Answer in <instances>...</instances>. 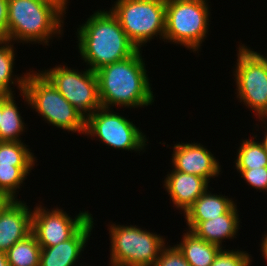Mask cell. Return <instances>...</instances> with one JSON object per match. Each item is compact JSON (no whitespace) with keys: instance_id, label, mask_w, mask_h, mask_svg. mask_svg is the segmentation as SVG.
Wrapping results in <instances>:
<instances>
[{"instance_id":"cell-1","label":"cell","mask_w":267,"mask_h":266,"mask_svg":"<svg viewBox=\"0 0 267 266\" xmlns=\"http://www.w3.org/2000/svg\"><path fill=\"white\" fill-rule=\"evenodd\" d=\"M142 51L125 60L99 68V98L103 108H143L153 104L155 95L147 74Z\"/></svg>"},{"instance_id":"cell-2","label":"cell","mask_w":267,"mask_h":266,"mask_svg":"<svg viewBox=\"0 0 267 266\" xmlns=\"http://www.w3.org/2000/svg\"><path fill=\"white\" fill-rule=\"evenodd\" d=\"M78 26V52L82 63L92 71L125 60L138 51L110 10H97Z\"/></svg>"},{"instance_id":"cell-3","label":"cell","mask_w":267,"mask_h":266,"mask_svg":"<svg viewBox=\"0 0 267 266\" xmlns=\"http://www.w3.org/2000/svg\"><path fill=\"white\" fill-rule=\"evenodd\" d=\"M64 17L56 6L41 0H8L7 41L49 46L53 37L64 33Z\"/></svg>"},{"instance_id":"cell-4","label":"cell","mask_w":267,"mask_h":266,"mask_svg":"<svg viewBox=\"0 0 267 266\" xmlns=\"http://www.w3.org/2000/svg\"><path fill=\"white\" fill-rule=\"evenodd\" d=\"M29 71L24 91L20 93L27 106L35 110L47 124L63 131L84 135L86 118L61 95L40 70Z\"/></svg>"},{"instance_id":"cell-5","label":"cell","mask_w":267,"mask_h":266,"mask_svg":"<svg viewBox=\"0 0 267 266\" xmlns=\"http://www.w3.org/2000/svg\"><path fill=\"white\" fill-rule=\"evenodd\" d=\"M208 0H166L164 42L198 53L211 23Z\"/></svg>"},{"instance_id":"cell-6","label":"cell","mask_w":267,"mask_h":266,"mask_svg":"<svg viewBox=\"0 0 267 266\" xmlns=\"http://www.w3.org/2000/svg\"><path fill=\"white\" fill-rule=\"evenodd\" d=\"M111 266H154L163 247L165 237L142 229L138 225H109Z\"/></svg>"},{"instance_id":"cell-7","label":"cell","mask_w":267,"mask_h":266,"mask_svg":"<svg viewBox=\"0 0 267 266\" xmlns=\"http://www.w3.org/2000/svg\"><path fill=\"white\" fill-rule=\"evenodd\" d=\"M109 10L138 50L155 37L164 41L166 0H116Z\"/></svg>"},{"instance_id":"cell-8","label":"cell","mask_w":267,"mask_h":266,"mask_svg":"<svg viewBox=\"0 0 267 266\" xmlns=\"http://www.w3.org/2000/svg\"><path fill=\"white\" fill-rule=\"evenodd\" d=\"M237 62L233 68L236 97L256 118H267V53L254 51L245 44L237 48Z\"/></svg>"},{"instance_id":"cell-9","label":"cell","mask_w":267,"mask_h":266,"mask_svg":"<svg viewBox=\"0 0 267 266\" xmlns=\"http://www.w3.org/2000/svg\"><path fill=\"white\" fill-rule=\"evenodd\" d=\"M84 135L92 137V140L97 137L112 149L136 151L139 155L148 146L146 134L133 121L116 113L113 108L100 107L89 115L85 121Z\"/></svg>"},{"instance_id":"cell-10","label":"cell","mask_w":267,"mask_h":266,"mask_svg":"<svg viewBox=\"0 0 267 266\" xmlns=\"http://www.w3.org/2000/svg\"><path fill=\"white\" fill-rule=\"evenodd\" d=\"M85 68V71H80L60 64L40 72L71 105L87 118L102 106L96 72Z\"/></svg>"},{"instance_id":"cell-11","label":"cell","mask_w":267,"mask_h":266,"mask_svg":"<svg viewBox=\"0 0 267 266\" xmlns=\"http://www.w3.org/2000/svg\"><path fill=\"white\" fill-rule=\"evenodd\" d=\"M40 203L32 209L31 233L41 248L53 247L72 238L93 217L88 210H82L72 218L60 207L50 210Z\"/></svg>"},{"instance_id":"cell-12","label":"cell","mask_w":267,"mask_h":266,"mask_svg":"<svg viewBox=\"0 0 267 266\" xmlns=\"http://www.w3.org/2000/svg\"><path fill=\"white\" fill-rule=\"evenodd\" d=\"M171 163L176 171L188 173L210 180L222 173V165L214 154L198 142L173 144ZM212 178V179H211Z\"/></svg>"},{"instance_id":"cell-13","label":"cell","mask_w":267,"mask_h":266,"mask_svg":"<svg viewBox=\"0 0 267 266\" xmlns=\"http://www.w3.org/2000/svg\"><path fill=\"white\" fill-rule=\"evenodd\" d=\"M23 200L13 199L0 214V251L7 252L32 230V209Z\"/></svg>"},{"instance_id":"cell-14","label":"cell","mask_w":267,"mask_h":266,"mask_svg":"<svg viewBox=\"0 0 267 266\" xmlns=\"http://www.w3.org/2000/svg\"><path fill=\"white\" fill-rule=\"evenodd\" d=\"M163 187L176 209L183 214L210 187L209 182L196 175L174 169L164 177Z\"/></svg>"},{"instance_id":"cell-15","label":"cell","mask_w":267,"mask_h":266,"mask_svg":"<svg viewBox=\"0 0 267 266\" xmlns=\"http://www.w3.org/2000/svg\"><path fill=\"white\" fill-rule=\"evenodd\" d=\"M235 203L225 214L206 221H185L187 230L193 232L197 237L224 249L223 242L237 238L240 229L239 210Z\"/></svg>"},{"instance_id":"cell-16","label":"cell","mask_w":267,"mask_h":266,"mask_svg":"<svg viewBox=\"0 0 267 266\" xmlns=\"http://www.w3.org/2000/svg\"><path fill=\"white\" fill-rule=\"evenodd\" d=\"M93 220L92 217L72 238L53 247L41 248L39 266H76L93 231Z\"/></svg>"},{"instance_id":"cell-17","label":"cell","mask_w":267,"mask_h":266,"mask_svg":"<svg viewBox=\"0 0 267 266\" xmlns=\"http://www.w3.org/2000/svg\"><path fill=\"white\" fill-rule=\"evenodd\" d=\"M235 203L233 198L212 193L208 188L183 216L186 221H206L225 214Z\"/></svg>"},{"instance_id":"cell-18","label":"cell","mask_w":267,"mask_h":266,"mask_svg":"<svg viewBox=\"0 0 267 266\" xmlns=\"http://www.w3.org/2000/svg\"><path fill=\"white\" fill-rule=\"evenodd\" d=\"M181 241L175 244L191 266H210L221 248L184 230Z\"/></svg>"},{"instance_id":"cell-19","label":"cell","mask_w":267,"mask_h":266,"mask_svg":"<svg viewBox=\"0 0 267 266\" xmlns=\"http://www.w3.org/2000/svg\"><path fill=\"white\" fill-rule=\"evenodd\" d=\"M14 94L2 96V115L0 124V141H22V135L26 129L19 107L14 100ZM21 137V138H20Z\"/></svg>"},{"instance_id":"cell-20","label":"cell","mask_w":267,"mask_h":266,"mask_svg":"<svg viewBox=\"0 0 267 266\" xmlns=\"http://www.w3.org/2000/svg\"><path fill=\"white\" fill-rule=\"evenodd\" d=\"M15 46L13 42L3 41L0 42V87L7 93L13 94L15 91L14 86L20 90V93L24 91L25 81L28 72L23 75H15ZM15 76H14V75ZM11 85L13 87H11ZM13 88V89H12ZM13 90V91H12Z\"/></svg>"},{"instance_id":"cell-21","label":"cell","mask_w":267,"mask_h":266,"mask_svg":"<svg viewBox=\"0 0 267 266\" xmlns=\"http://www.w3.org/2000/svg\"><path fill=\"white\" fill-rule=\"evenodd\" d=\"M252 137L241 141L237 154H235L234 169L267 167V150L260 141H257V134Z\"/></svg>"},{"instance_id":"cell-22","label":"cell","mask_w":267,"mask_h":266,"mask_svg":"<svg viewBox=\"0 0 267 266\" xmlns=\"http://www.w3.org/2000/svg\"><path fill=\"white\" fill-rule=\"evenodd\" d=\"M41 246L31 233L25 239L16 242L7 252L10 266H39Z\"/></svg>"},{"instance_id":"cell-23","label":"cell","mask_w":267,"mask_h":266,"mask_svg":"<svg viewBox=\"0 0 267 266\" xmlns=\"http://www.w3.org/2000/svg\"><path fill=\"white\" fill-rule=\"evenodd\" d=\"M22 141H0V166H35L37 157Z\"/></svg>"},{"instance_id":"cell-24","label":"cell","mask_w":267,"mask_h":266,"mask_svg":"<svg viewBox=\"0 0 267 266\" xmlns=\"http://www.w3.org/2000/svg\"><path fill=\"white\" fill-rule=\"evenodd\" d=\"M34 166H0V193L18 199L19 189Z\"/></svg>"},{"instance_id":"cell-25","label":"cell","mask_w":267,"mask_h":266,"mask_svg":"<svg viewBox=\"0 0 267 266\" xmlns=\"http://www.w3.org/2000/svg\"><path fill=\"white\" fill-rule=\"evenodd\" d=\"M252 255L243 250L221 249L210 266H251Z\"/></svg>"},{"instance_id":"cell-26","label":"cell","mask_w":267,"mask_h":266,"mask_svg":"<svg viewBox=\"0 0 267 266\" xmlns=\"http://www.w3.org/2000/svg\"><path fill=\"white\" fill-rule=\"evenodd\" d=\"M154 266H191L176 245L167 244L161 250Z\"/></svg>"},{"instance_id":"cell-27","label":"cell","mask_w":267,"mask_h":266,"mask_svg":"<svg viewBox=\"0 0 267 266\" xmlns=\"http://www.w3.org/2000/svg\"><path fill=\"white\" fill-rule=\"evenodd\" d=\"M236 170L249 186L257 191L267 192V167Z\"/></svg>"},{"instance_id":"cell-28","label":"cell","mask_w":267,"mask_h":266,"mask_svg":"<svg viewBox=\"0 0 267 266\" xmlns=\"http://www.w3.org/2000/svg\"><path fill=\"white\" fill-rule=\"evenodd\" d=\"M8 0H0V42L7 41Z\"/></svg>"},{"instance_id":"cell-29","label":"cell","mask_w":267,"mask_h":266,"mask_svg":"<svg viewBox=\"0 0 267 266\" xmlns=\"http://www.w3.org/2000/svg\"><path fill=\"white\" fill-rule=\"evenodd\" d=\"M48 4L56 6L64 15L67 13L66 9L70 0H41Z\"/></svg>"},{"instance_id":"cell-30","label":"cell","mask_w":267,"mask_h":266,"mask_svg":"<svg viewBox=\"0 0 267 266\" xmlns=\"http://www.w3.org/2000/svg\"><path fill=\"white\" fill-rule=\"evenodd\" d=\"M261 120V121H260ZM261 122L260 124V126H261V128H265L264 129V131H263V129H262V132L264 133L263 135H264V137H262L263 138V140L262 139H260L261 141V143H262V145H263V147L267 150V118H258V122Z\"/></svg>"},{"instance_id":"cell-31","label":"cell","mask_w":267,"mask_h":266,"mask_svg":"<svg viewBox=\"0 0 267 266\" xmlns=\"http://www.w3.org/2000/svg\"><path fill=\"white\" fill-rule=\"evenodd\" d=\"M262 237L263 238L261 239V242H260V250H261L260 252H261L263 259H265L267 262V233H265L264 235L262 234Z\"/></svg>"},{"instance_id":"cell-32","label":"cell","mask_w":267,"mask_h":266,"mask_svg":"<svg viewBox=\"0 0 267 266\" xmlns=\"http://www.w3.org/2000/svg\"><path fill=\"white\" fill-rule=\"evenodd\" d=\"M12 200L13 199L11 197L0 193V214Z\"/></svg>"},{"instance_id":"cell-33","label":"cell","mask_w":267,"mask_h":266,"mask_svg":"<svg viewBox=\"0 0 267 266\" xmlns=\"http://www.w3.org/2000/svg\"><path fill=\"white\" fill-rule=\"evenodd\" d=\"M0 266H10L7 260L6 252L0 251Z\"/></svg>"},{"instance_id":"cell-34","label":"cell","mask_w":267,"mask_h":266,"mask_svg":"<svg viewBox=\"0 0 267 266\" xmlns=\"http://www.w3.org/2000/svg\"><path fill=\"white\" fill-rule=\"evenodd\" d=\"M1 115H2V96L0 97V124H1Z\"/></svg>"},{"instance_id":"cell-35","label":"cell","mask_w":267,"mask_h":266,"mask_svg":"<svg viewBox=\"0 0 267 266\" xmlns=\"http://www.w3.org/2000/svg\"><path fill=\"white\" fill-rule=\"evenodd\" d=\"M7 95V93L0 87V97Z\"/></svg>"}]
</instances>
